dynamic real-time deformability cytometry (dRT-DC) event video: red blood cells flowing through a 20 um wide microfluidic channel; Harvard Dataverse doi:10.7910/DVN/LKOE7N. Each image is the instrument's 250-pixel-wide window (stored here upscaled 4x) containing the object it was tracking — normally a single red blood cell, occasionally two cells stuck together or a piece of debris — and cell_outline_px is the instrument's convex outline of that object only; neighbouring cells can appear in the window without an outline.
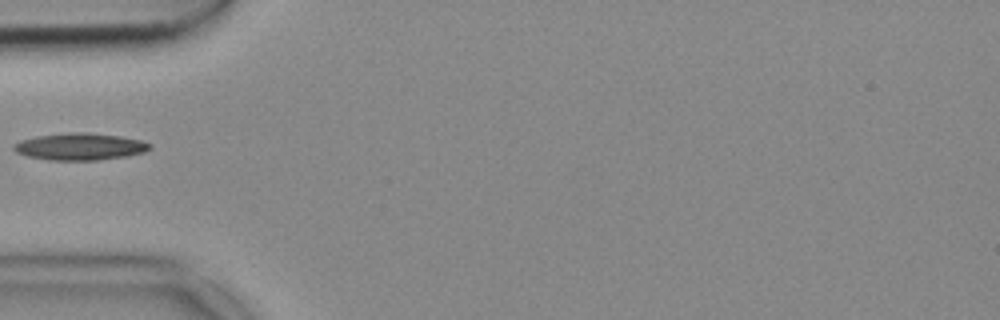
{"species": "common noctule bat (a hibernating species)", "species_latin": "Nyctalus noctula", "temperature_condition": "cold", "stored_images_in_passage": 13, "camera_frame_rate_fps": 3000, "um_per_image_px": 0.085, "animal": {"sex": "female", "body_mass_g": 18.4}, "frame": {"image": 1, "passage_image": 1, "time_ms": 0.0, "image_size_px": [1000, 320], "cell_outline_px": [[152, 148], [144, 152], [128, 156], [96, 160], [48, 160], [28, 156], [16, 152], [12, 148], [12, 144], [20, 140], [36, 136], [68, 132], [84, 132], [120, 136], [140, 140], [152, 144]], "centroid_in_image_um": [6.78, 12.46], "position_along_channel_um": 78.2, "area_um2": 21.5}}